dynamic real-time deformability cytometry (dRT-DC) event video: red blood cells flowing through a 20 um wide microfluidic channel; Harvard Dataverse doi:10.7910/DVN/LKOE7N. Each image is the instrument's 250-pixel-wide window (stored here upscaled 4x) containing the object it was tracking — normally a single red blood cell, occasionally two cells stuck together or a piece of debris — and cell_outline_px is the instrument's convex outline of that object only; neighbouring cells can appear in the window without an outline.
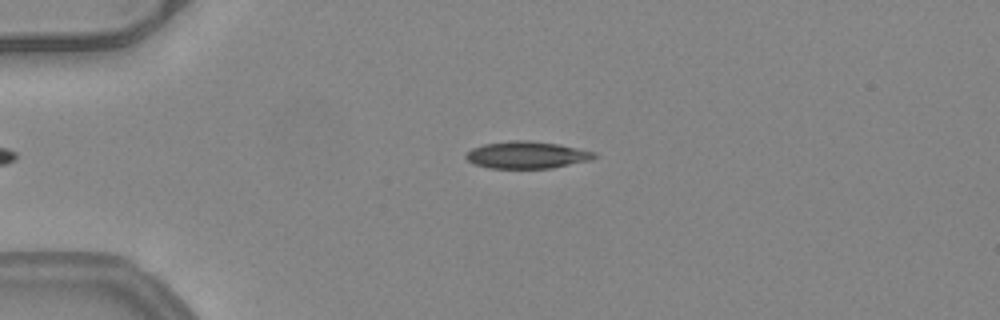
{"species": "common noctule bat (a hibernating species)", "species_latin": "Nyctalus noctula", "temperature_condition": "warm", "stored_images_in_passage": 34, "camera_frame_rate_fps": 3000, "um_per_image_px": 0.085, "animal": {"sex": "female", "body_mass_g": 24.6, "forearm_length_mm": 56.2}, "frame": {"image": 1, "passage_image": 1, "time_ms": 0.0, "image_size_px": [1000, 320], "cell_outline_px": [[596, 156], [592, 160], [552, 168], [488, 168], [476, 164], [468, 160], [464, 156], [472, 148], [484, 144], [512, 140], [528, 140], [560, 144], [596, 152]], "centroid_in_image_um": [44.81, 13.17], "position_along_channel_um": 40.2, "area_um2": 20.29}}
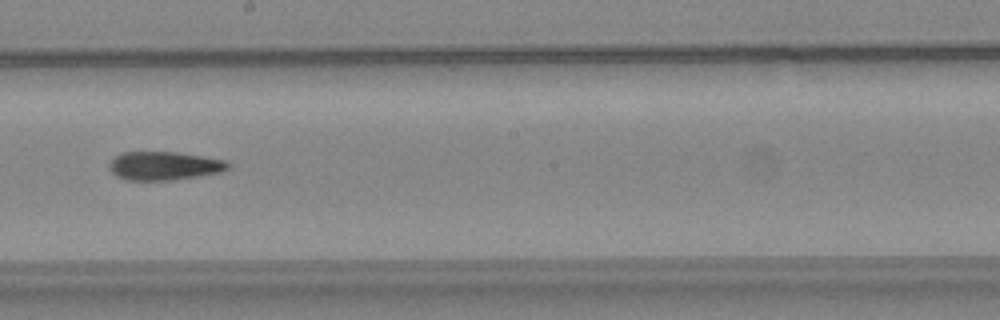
{"frame": {"image": 2, "passage_image": 18, "time_ms": 5.667, "image_size_px": [1000, 320], "cell_outline_px": [[232, 164], [228, 168], [220, 172], [200, 176], [172, 180], [128, 180], [116, 176], [108, 168], [108, 164], [120, 152], [176, 152], [228, 160]], "centroid_in_image_um": [13.97, 14.09], "position_along_channel_um": 234.2, "area_um2": 19.88}}
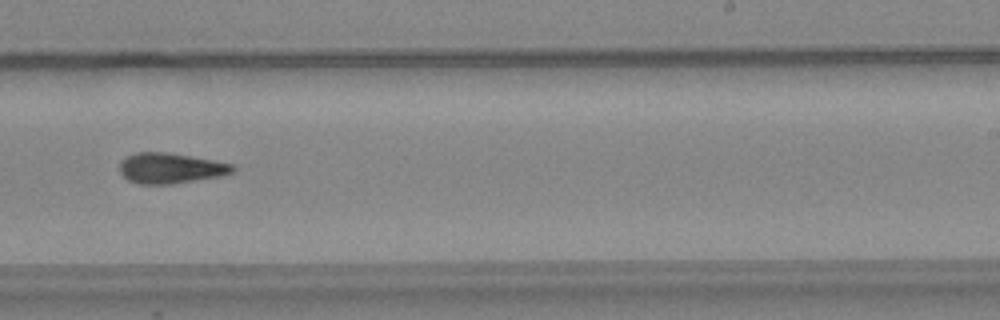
{"frame": {"image": 3, "passage_image": 21, "time_ms": 6.667, "image_size_px": [1000, 320], "cell_outline_px": [[236, 168], [232, 172], [220, 176], [172, 184], [140, 184], [128, 180], [120, 172], [120, 160], [136, 152], [168, 152], [212, 160], [232, 164]], "centroid_in_image_um": [14.47, 14.29], "position_along_channel_um": 274.5, "area_um2": 19.94}, "authors_computed_cell_mechanics": {"area_um2": 20.23, "velocity_mm_per_s": 4.0487, "shape_relaxation_time_tau1_ms": null, "shape_relaxation_time_tau2_ms": 7.7125, "deformation_change_tau1": null, "deformation_change_tau2": 0.1932}}